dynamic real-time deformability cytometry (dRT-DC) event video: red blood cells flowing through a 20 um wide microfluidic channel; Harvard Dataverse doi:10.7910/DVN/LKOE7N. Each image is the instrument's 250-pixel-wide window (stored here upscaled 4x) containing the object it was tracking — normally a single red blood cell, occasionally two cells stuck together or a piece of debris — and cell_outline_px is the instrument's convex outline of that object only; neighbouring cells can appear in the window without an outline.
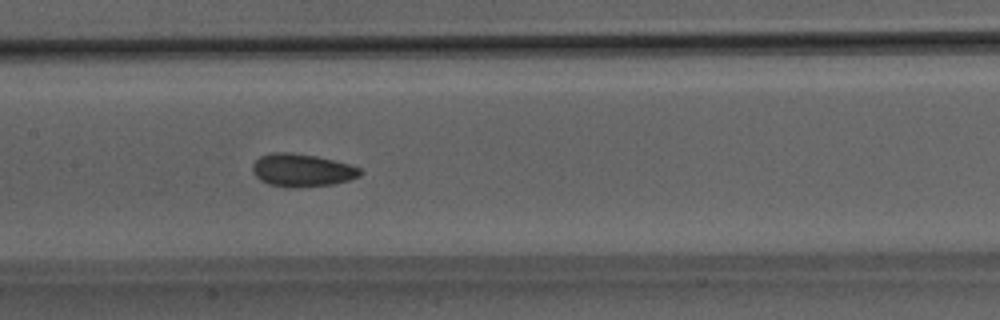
{"species": "Egyptian fruit bat (a non-hibernating species)", "species_latin": "Rousettus aegyptiacus", "temperature_condition": "room temperature", "stored_images_in_passage": 35, "camera_frame_rate_fps": 3000, "um_per_image_px": 0.085, "animal": {"sex": "male"}, "frame": {"image": 1, "passage_image": 10, "time_ms": 3.0, "image_size_px": [1000, 320], "cell_outline_px": [[364, 172], [360, 176], [348, 180], [332, 184], [296, 188], [284, 188], [268, 184], [260, 180], [252, 172], [252, 164], [260, 156], [272, 152], [292, 152], [316, 156], [348, 164], [360, 168]], "centroid_in_image_um": [25.64, 14.48], "position_along_channel_um": 181.8, "area_um2": 20.81}}
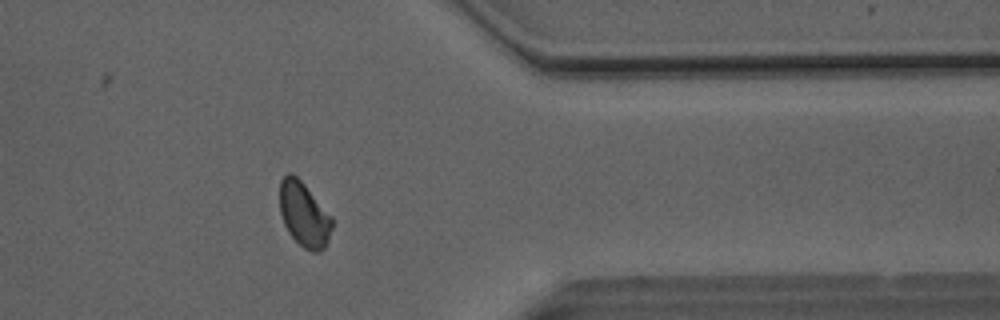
{"frame": {"image": 2, "passage_image": 26, "time_ms": 8.333, "image_size_px": [1000, 320], "cell_outline_px": [[332, 228], [328, 240], [324, 248], [320, 252], [312, 252], [304, 248], [288, 232], [284, 224], [280, 212], [280, 180], [288, 172], [292, 172], [304, 184], [332, 216]], "centroid_in_image_um": [25.84, 18.23], "position_along_channel_um": 385.6, "area_um2": 19.65}}
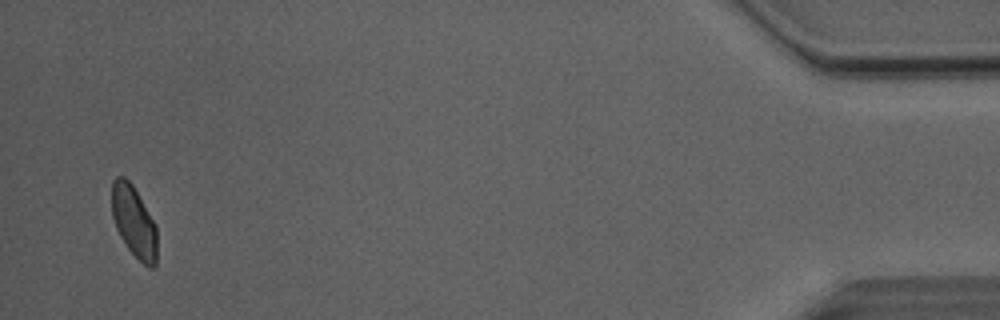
{"frame": {"image": 3, "passage_image": 34, "time_ms": 11.0, "image_size_px": [1000, 320], "cell_outline_px": [[156, 264], [152, 268], [148, 268], [128, 248], [120, 236], [116, 228], [112, 216], [112, 180], [116, 176], [124, 176], [132, 184], [156, 224]], "centroid_in_image_um": [11.37, 18.82], "position_along_channel_um": 423.8, "area_um2": 18.73}}